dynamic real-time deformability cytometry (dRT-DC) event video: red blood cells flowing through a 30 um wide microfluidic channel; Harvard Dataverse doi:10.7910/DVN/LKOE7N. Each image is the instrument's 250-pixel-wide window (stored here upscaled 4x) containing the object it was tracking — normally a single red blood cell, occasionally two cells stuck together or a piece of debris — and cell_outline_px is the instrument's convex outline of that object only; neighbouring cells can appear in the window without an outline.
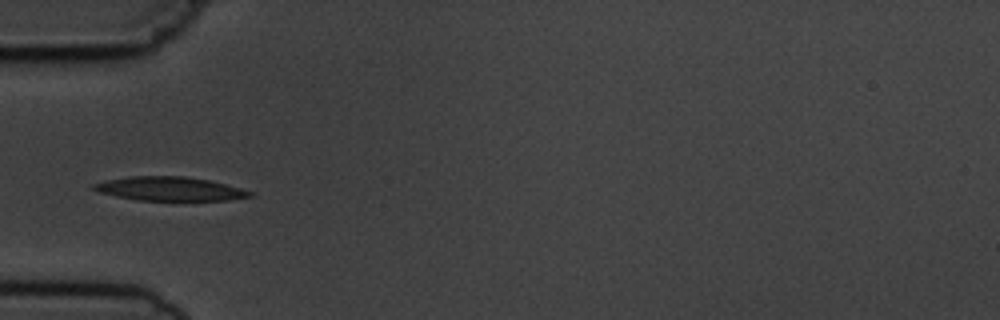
{"species": "common noctule bat (a hibernating species)", "species_latin": "Nyctalus noctula", "temperature_condition": "cold", "stored_images_in_passage": 6, "camera_frame_rate_fps": 3000, "um_per_image_px": 0.085, "animal": {"sex": "male", "body_mass_g": 19.5, "forearm_length_mm": 54.6}, "frame": {"image": 1, "passage_image": 6, "time_ms": 5.667, "image_size_px": [1000, 320], "cell_outline_px": [[252, 196], [228, 200], [136, 200], [116, 196], [100, 192], [92, 188], [92, 184], [108, 180], [132, 176], [184, 176], [208, 180], [240, 188], [252, 192]], "centroid_in_image_um": [14.41, 16.05], "position_along_channel_um": 70.6, "area_um2": 21.39}}